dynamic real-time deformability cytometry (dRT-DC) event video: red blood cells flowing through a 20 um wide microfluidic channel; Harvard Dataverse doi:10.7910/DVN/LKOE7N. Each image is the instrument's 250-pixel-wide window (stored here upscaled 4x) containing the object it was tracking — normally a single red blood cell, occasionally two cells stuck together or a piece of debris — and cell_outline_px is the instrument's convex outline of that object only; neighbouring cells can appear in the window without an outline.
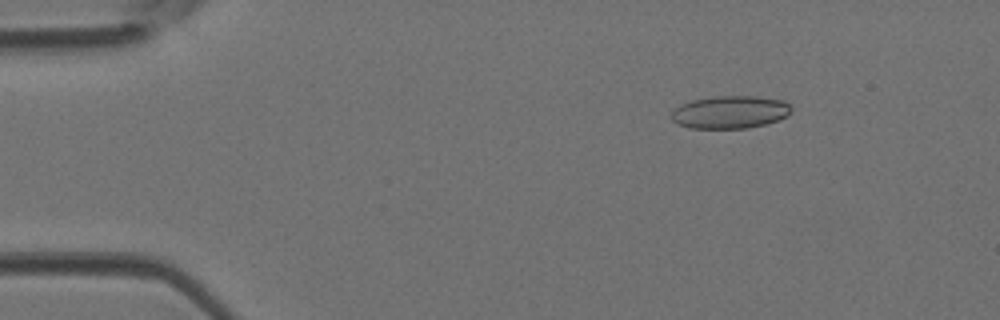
{"species": "Egyptian fruit bat (a non-hibernating species)", "species_latin": "Rousettus aegyptiacus", "temperature_condition": "room temperature", "stored_images_in_passage": 26, "camera_frame_rate_fps": 3000, "um_per_image_px": 0.085, "animal": {"sex": "female"}, "frame": {"image": 1, "passage_image": 7, "time_ms": 2.0, "image_size_px": [1000, 320], "cell_outline_px": [[792, 112], [788, 116], [780, 120], [748, 128], [688, 128], [676, 124], [672, 120], [672, 112], [680, 104], [692, 100], [716, 96], [756, 96], [784, 100], [792, 108]], "centroid_in_image_um": [62.08, 9.53], "position_along_channel_um": 22.9, "area_um2": 23.06}}
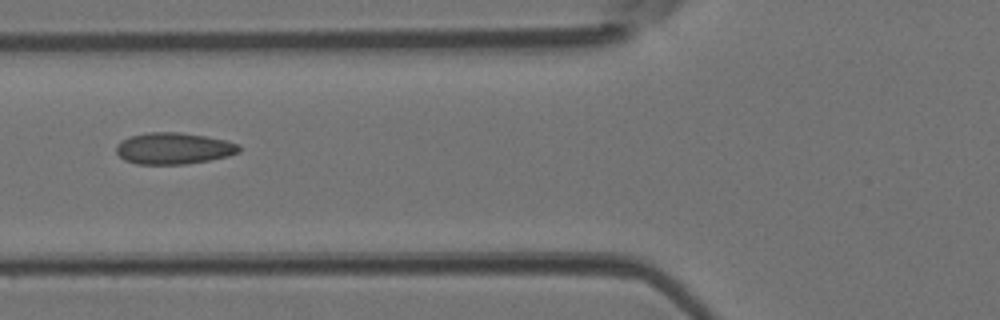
{"frame": {"image": 2, "passage_image": 18, "time_ms": 5.667, "image_size_px": [1000, 320], "cell_outline_px": [[240, 152], [228, 156], [208, 160], [184, 164], [136, 164], [124, 160], [116, 152], [116, 144], [128, 136], [148, 132], [180, 132], [228, 140], [240, 144]], "centroid_in_image_um": [14.75, 12.6], "position_along_channel_um": 111.0, "area_um2": 22.72}}
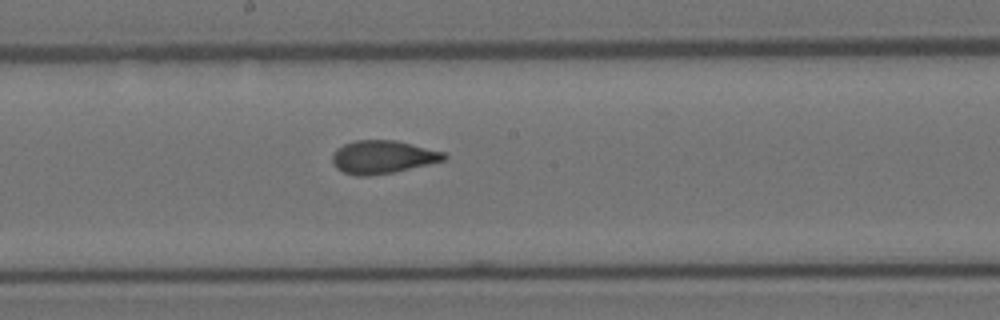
{"frame": {"image": 3, "passage_image": 25, "time_ms": 8.0, "image_size_px": [1000, 320], "cell_outline_px": [[448, 156], [444, 160], [428, 164], [392, 172], [372, 176], [356, 176], [344, 172], [336, 168], [332, 160], [332, 152], [336, 148], [344, 144], [356, 140], [396, 140], [444, 152]], "centroid_in_image_um": [32.49, 13.34], "position_along_channel_um": 215.7, "area_um2": 21.5}}